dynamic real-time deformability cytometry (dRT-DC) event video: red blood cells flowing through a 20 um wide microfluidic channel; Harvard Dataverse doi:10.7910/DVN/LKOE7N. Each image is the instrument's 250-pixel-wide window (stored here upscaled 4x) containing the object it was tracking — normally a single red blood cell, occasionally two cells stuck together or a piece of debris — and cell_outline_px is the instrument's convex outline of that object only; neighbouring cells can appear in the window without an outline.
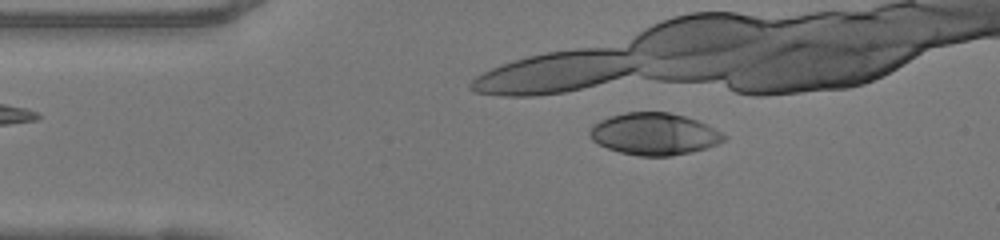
{"species": "human", "species_latin": "Homo sapiens", "temperature_condition": "warm", "stored_images_in_passage": 7, "camera_frame_rate_fps": 3000, "um_per_image_px": 0.085, "donor": {"sex": "female"}, "frame": {"image": 1, "passage_image": 1, "time_ms": 0.0, "image_size_px": [1000, 240], "cell_outline_px": [[728, 136], [724, 140], [716, 144], [692, 152], [672, 156], [640, 156], [620, 152], [608, 148], [592, 140], [588, 132], [592, 124], [608, 116], [624, 112], [668, 112], [684, 116], [696, 120]], "centroid_in_image_um": [55.56, 11.38], "position_along_channel_um": 29.4, "area_um2": 32.66}}